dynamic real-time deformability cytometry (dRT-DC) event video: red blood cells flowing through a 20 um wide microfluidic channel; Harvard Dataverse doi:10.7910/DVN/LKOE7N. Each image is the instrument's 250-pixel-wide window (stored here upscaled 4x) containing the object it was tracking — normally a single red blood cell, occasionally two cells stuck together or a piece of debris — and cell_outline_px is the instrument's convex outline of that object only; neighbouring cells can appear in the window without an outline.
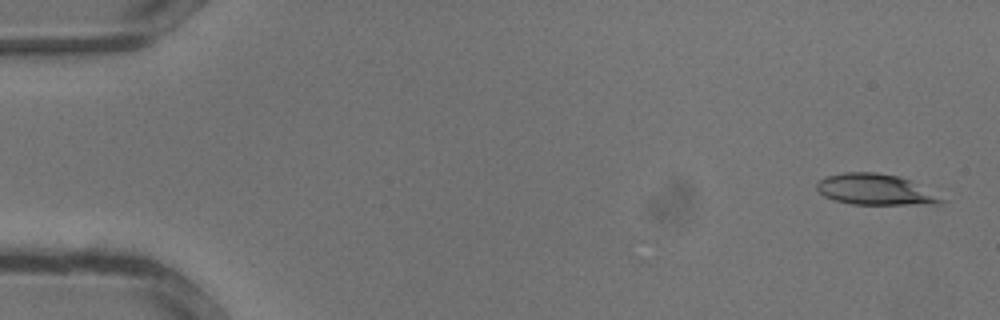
{"species": "common noctule bat (a hibernating species)", "species_latin": "Nyctalus noctula", "temperature_condition": "warm", "stored_images_in_passage": 34, "camera_frame_rate_fps": 3000, "um_per_image_px": 0.085, "animal": {"sex": "male", "body_mass_g": 13.3}, "frame": {"image": 1, "passage_image": 2, "time_ms": 0.333, "image_size_px": [1000, 320], "cell_outline_px": [[948, 200], [940, 204], [852, 204], [832, 200], [824, 196], [816, 188], [816, 184], [824, 176], [844, 172], [876, 172], [900, 176], [912, 180]], "centroid_in_image_um": [74.43, 16.1], "position_along_channel_um": 10.6, "area_um2": 22.77}}
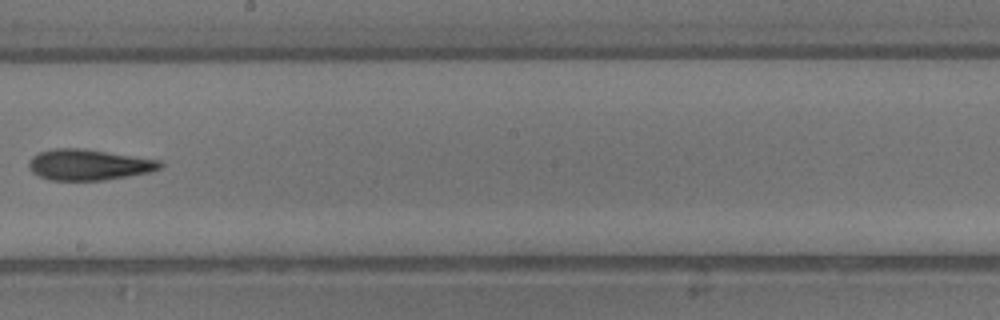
{"frame": {"image": 2, "passage_image": 20, "time_ms": 6.333, "image_size_px": [1000, 320], "cell_outline_px": [[164, 164], [160, 168], [148, 172], [128, 176], [104, 180], [48, 180], [32, 172], [28, 168], [28, 164], [32, 156], [40, 152], [52, 148], [80, 148], [160, 160]], "centroid_in_image_um": [7.51, 14.0], "position_along_channel_um": 240.7, "area_um2": 23.47}}
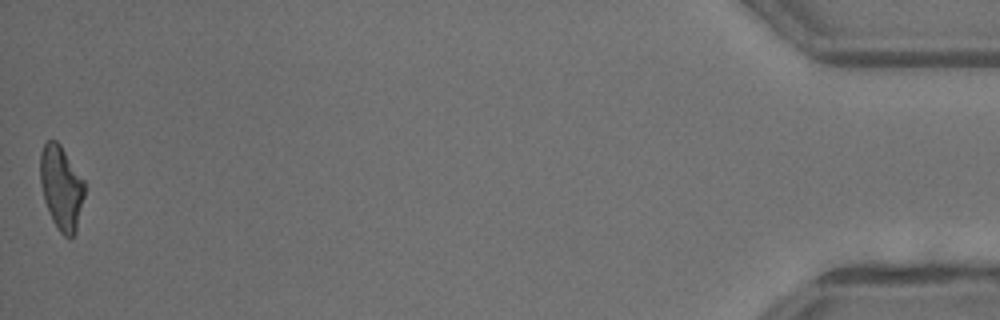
{"frame": {"image": 3, "passage_image": 34, "time_ms": 11.0, "image_size_px": [1000, 320], "cell_outline_px": [[84, 196], [76, 232], [72, 236], [64, 236], [60, 232], [52, 220], [44, 200], [40, 180], [40, 152], [44, 144], [48, 140], [56, 140], [60, 144], [84, 180]], "centroid_in_image_um": [5.2, 15.94], "position_along_channel_um": 430.0, "area_um2": 21.56}}